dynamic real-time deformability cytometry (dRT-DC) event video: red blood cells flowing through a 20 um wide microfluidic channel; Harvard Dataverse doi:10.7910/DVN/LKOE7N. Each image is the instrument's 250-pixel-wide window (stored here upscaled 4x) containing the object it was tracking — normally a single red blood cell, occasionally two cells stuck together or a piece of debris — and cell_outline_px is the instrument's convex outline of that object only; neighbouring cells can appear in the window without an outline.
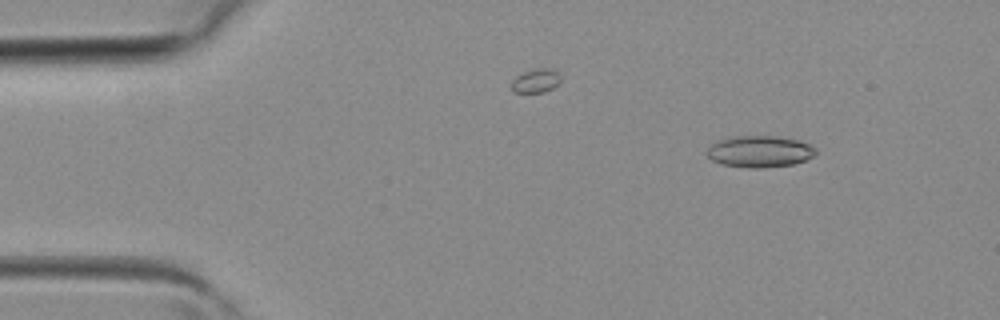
{"species": "common noctule bat (a hibernating species)", "species_latin": "Nyctalus noctula", "temperature_condition": "room temperature", "stored_images_in_passage": 3, "camera_frame_rate_fps": 3000, "um_per_image_px": 0.085, "animal": {"sex": "female", "body_mass_g": 19.3, "forearm_length_mm": 54.1}, "frame": {"image": 1, "passage_image": 1, "time_ms": 0.0, "image_size_px": [1000, 320], "cell_outline_px": [[816, 152], [812, 156], [804, 160], [792, 164], [760, 168], [748, 168], [720, 164], [712, 160], [708, 156], [708, 148], [712, 144], [720, 140], [732, 136], [776, 136], [800, 140], [816, 148]], "centroid_in_image_um": [64.57, 12.87], "position_along_channel_um": 20.4, "area_um2": 19.88}}